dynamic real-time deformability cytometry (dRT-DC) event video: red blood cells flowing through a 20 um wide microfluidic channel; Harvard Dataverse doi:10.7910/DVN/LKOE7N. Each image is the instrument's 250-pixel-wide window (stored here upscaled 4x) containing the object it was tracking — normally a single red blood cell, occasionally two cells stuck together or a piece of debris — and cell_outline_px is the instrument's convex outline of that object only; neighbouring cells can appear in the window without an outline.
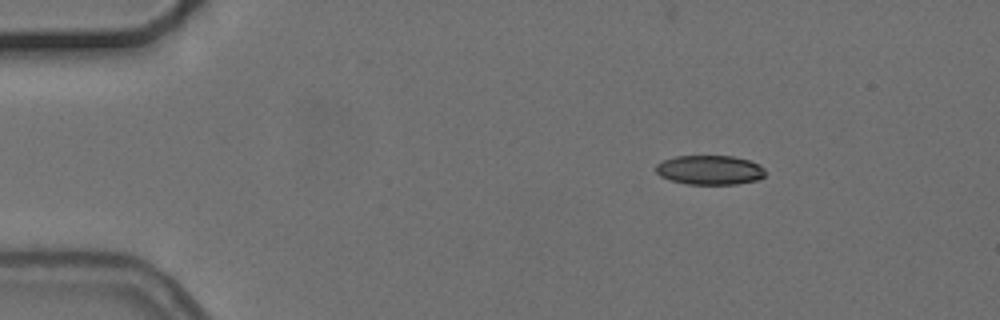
{"species": "common noctule bat (a hibernating species)", "species_latin": "Nyctalus noctula", "temperature_condition": "cold", "stored_images_in_passage": 3, "camera_frame_rate_fps": 3000, "um_per_image_px": 0.085, "animal": {"sex": "female", "body_mass_g": 24.6, "forearm_length_mm": 56.2}, "frame": {"image": 1, "passage_image": 1, "time_ms": 0.0, "image_size_px": [1000, 320], "cell_outline_px": [[768, 172], [760, 180], [736, 184], [688, 184], [672, 180], [660, 176], [656, 172], [656, 164], [664, 160], [676, 156], [732, 156], [748, 160], [760, 164]], "centroid_in_image_um": [60.38, 14.45], "position_along_channel_um": 24.6, "area_um2": 18.84}}